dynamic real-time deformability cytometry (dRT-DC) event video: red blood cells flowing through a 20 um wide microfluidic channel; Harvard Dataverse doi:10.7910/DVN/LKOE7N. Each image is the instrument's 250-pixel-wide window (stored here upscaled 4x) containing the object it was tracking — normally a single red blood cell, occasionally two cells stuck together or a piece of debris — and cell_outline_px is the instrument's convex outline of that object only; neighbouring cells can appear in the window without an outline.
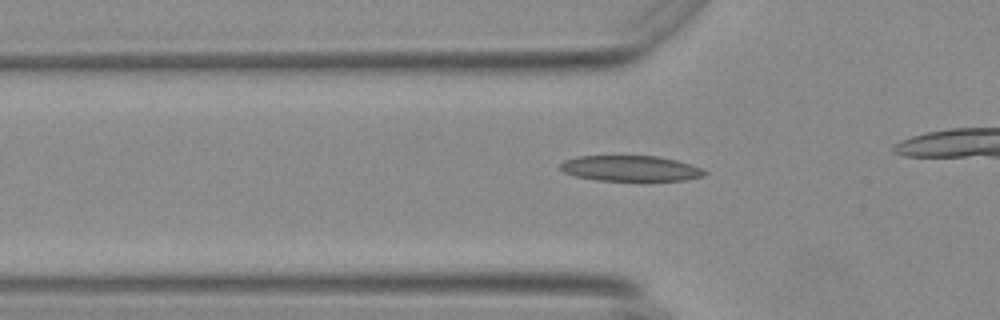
{"species": "Egyptian fruit bat (a non-hibernating species)", "species_latin": "Rousettus aegyptiacus", "temperature_condition": "warm", "stored_images_in_passage": 13, "camera_frame_rate_fps": 3000, "um_per_image_px": 0.085, "animal": {"sex": "female"}, "frame": {"image": 1, "passage_image": 10, "time_ms": 3.0, "image_size_px": [1000, 320], "cell_outline_px": [[708, 172], [704, 176], [684, 180], [596, 180], [576, 176], [564, 172], [560, 168], [560, 164], [564, 160], [576, 156], [660, 156], [676, 160], [704, 168]], "centroid_in_image_um": [53.61, 14.3], "position_along_channel_um": 72.2, "area_um2": 21.5}}